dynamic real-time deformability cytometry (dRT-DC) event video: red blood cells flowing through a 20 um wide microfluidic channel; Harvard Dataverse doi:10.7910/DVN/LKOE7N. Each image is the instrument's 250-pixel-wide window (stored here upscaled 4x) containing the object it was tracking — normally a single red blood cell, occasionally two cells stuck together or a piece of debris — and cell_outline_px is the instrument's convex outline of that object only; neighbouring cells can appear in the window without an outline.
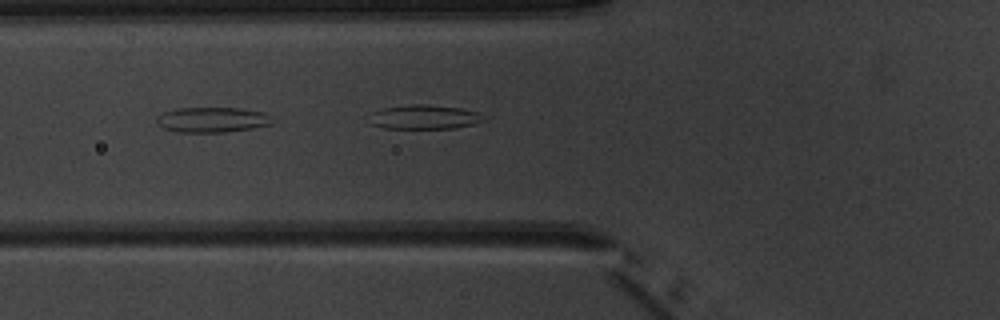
{"species": "common noctule bat (a hibernating species)", "species_latin": "Nyctalus noctula", "temperature_condition": "warm", "stored_images_in_passage": 8, "camera_frame_rate_fps": 3000, "um_per_image_px": 0.085, "animal": {"sex": "male", "body_mass_g": 20.1, "forearm_length_mm": 53.5}, "frame": {"image": 1, "passage_image": 4, "time_ms": 4.333, "image_size_px": [1000, 320], "cell_outline_px": [[272, 124], [252, 128], [224, 132], [180, 132], [164, 128], [156, 120], [156, 116], [164, 112], [176, 108], [240, 108], [264, 112], [268, 116]], "centroid_in_image_um": [18.01, 10.17], "position_along_channel_um": 107.8, "area_um2": 16.76}}
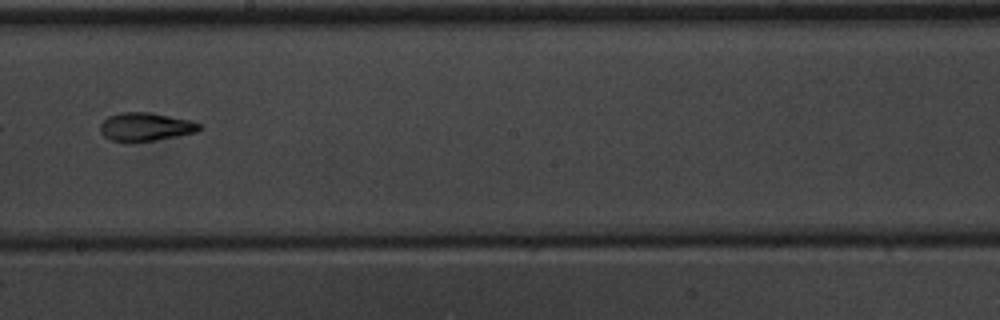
{"frame": {"image": 2, "passage_image": 7, "time_ms": 8.0, "image_size_px": [1000, 320], "cell_outline_px": [[204, 128], [196, 132], [156, 140], [112, 140], [104, 136], [100, 132], [100, 124], [108, 116], [120, 112], [148, 112], [192, 120], [200, 124]], "centroid_in_image_um": [12.4, 10.75], "position_along_channel_um": 235.8, "area_um2": 16.13}}
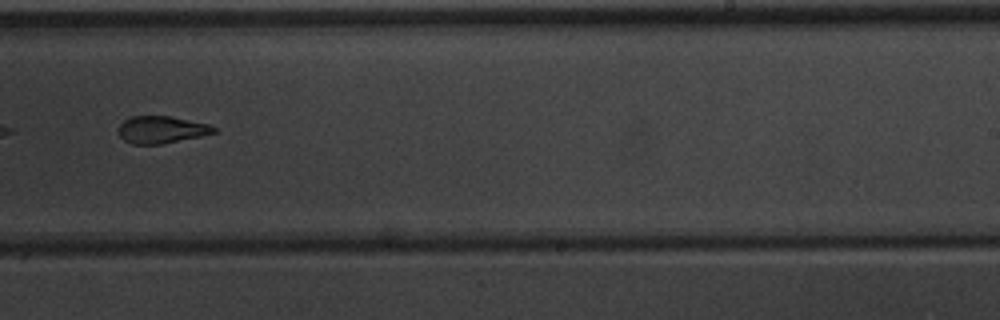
{"frame": {"image": 3, "passage_image": 8, "time_ms": 9.0, "image_size_px": [1000, 320], "cell_outline_px": [[216, 132], [200, 136], [160, 144], [132, 144], [124, 140], [120, 136], [120, 124], [124, 120], [132, 116], [172, 116], [208, 124], [216, 128]], "centroid_in_image_um": [13.72, 11.01], "position_along_channel_um": 275.3, "area_um2": 14.91}}